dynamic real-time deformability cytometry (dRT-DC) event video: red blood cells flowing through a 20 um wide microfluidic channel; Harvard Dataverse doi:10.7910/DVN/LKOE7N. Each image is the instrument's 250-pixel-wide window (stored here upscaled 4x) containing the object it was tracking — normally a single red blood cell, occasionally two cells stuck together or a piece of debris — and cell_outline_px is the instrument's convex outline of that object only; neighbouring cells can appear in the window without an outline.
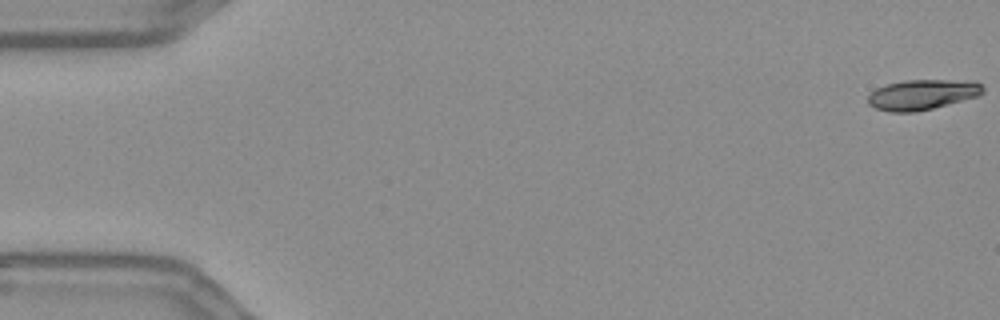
{"species": "Egyptian fruit bat (a non-hibernating species)", "species_latin": "Rousettus aegyptiacus", "temperature_condition": "warm", "stored_images_in_passage": 56, "camera_frame_rate_fps": 3000, "um_per_image_px": 0.085, "frame": {"image": 1, "passage_image": 1, "time_ms": 0.0, "image_size_px": [1000, 320], "cell_outline_px": [[984, 92], [980, 96], [916, 112], [888, 112], [876, 108], [868, 104], [868, 96], [876, 88], [884, 84], [904, 80], [976, 80], [984, 88]], "centroid_in_image_um": [78.41, 8.03], "position_along_channel_um": 6.6, "area_um2": 20.52}}
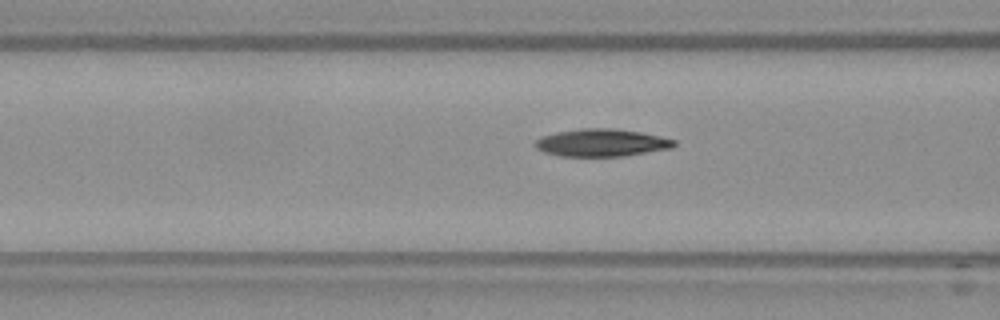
{"frame": {"image": 2, "passage_image": 22, "time_ms": 7.0, "image_size_px": [1000, 320], "cell_outline_px": [[676, 144], [672, 148], [624, 156], [560, 156], [544, 152], [536, 148], [532, 144], [540, 136], [556, 132], [580, 128], [612, 128], [640, 132], [660, 136], [676, 140]], "centroid_in_image_um": [51.1, 12.13], "position_along_channel_um": 115.5, "area_um2": 22.43}}
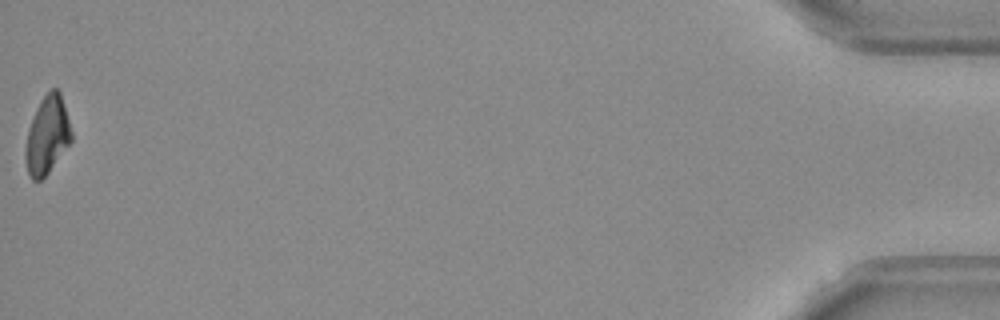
{"frame": {"image": 3, "passage_image": 56, "time_ms": 18.333, "image_size_px": [1000, 320], "cell_outline_px": [[72, 140], [48, 172], [40, 180], [32, 180], [28, 172], [24, 156], [24, 152], [28, 128], [36, 108], [40, 100], [52, 88], [56, 88], [60, 92], [72, 132]], "centroid_in_image_um": [3.99, 11.48], "position_along_channel_um": 431.2, "area_um2": 20.58}, "authors_computed_cell_mechanics": {"area_um2": 21.8773, "velocity_mm_per_s": 3.672, "shape_relaxation_time_tau1_ms": 8.1229, "shape_relaxation_time_tau2_ms": 6.6415, "deformation_change_tau1": 0.2285, "deformation_change_tau2": 0.1317}}